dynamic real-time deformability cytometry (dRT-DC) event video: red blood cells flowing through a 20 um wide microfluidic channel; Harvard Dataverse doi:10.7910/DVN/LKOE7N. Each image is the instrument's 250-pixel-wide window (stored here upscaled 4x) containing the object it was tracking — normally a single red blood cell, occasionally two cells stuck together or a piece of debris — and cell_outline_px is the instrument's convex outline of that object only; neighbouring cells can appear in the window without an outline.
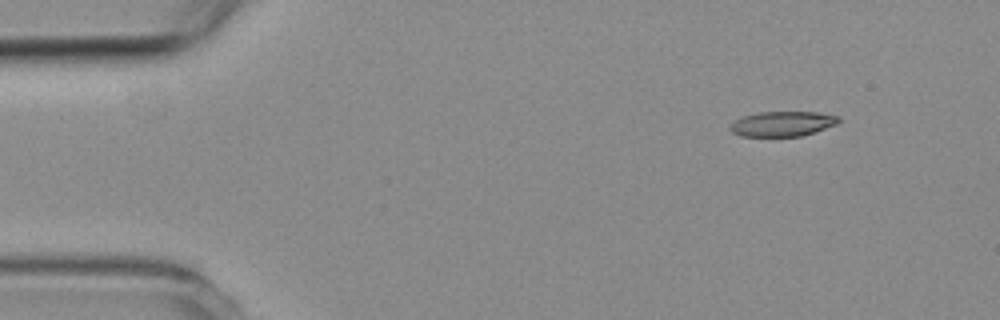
{"species": "common noctule bat (a hibernating species)", "species_latin": "Nyctalus noctula", "temperature_condition": "room temperature", "stored_images_in_passage": 4, "camera_frame_rate_fps": 3000, "um_per_image_px": 0.085, "animal": {"sex": "female", "body_mass_g": 19.3, "forearm_length_mm": 54.1}, "frame": {"image": 1, "passage_image": 1, "time_ms": 0.0, "image_size_px": [1000, 320], "cell_outline_px": [[840, 120], [836, 124], [800, 136], [740, 136], [732, 132], [728, 128], [736, 120], [744, 116], [760, 112], [816, 112], [840, 116]], "centroid_in_image_um": [66.5, 10.52], "position_along_channel_um": 18.5, "area_um2": 15.55}}